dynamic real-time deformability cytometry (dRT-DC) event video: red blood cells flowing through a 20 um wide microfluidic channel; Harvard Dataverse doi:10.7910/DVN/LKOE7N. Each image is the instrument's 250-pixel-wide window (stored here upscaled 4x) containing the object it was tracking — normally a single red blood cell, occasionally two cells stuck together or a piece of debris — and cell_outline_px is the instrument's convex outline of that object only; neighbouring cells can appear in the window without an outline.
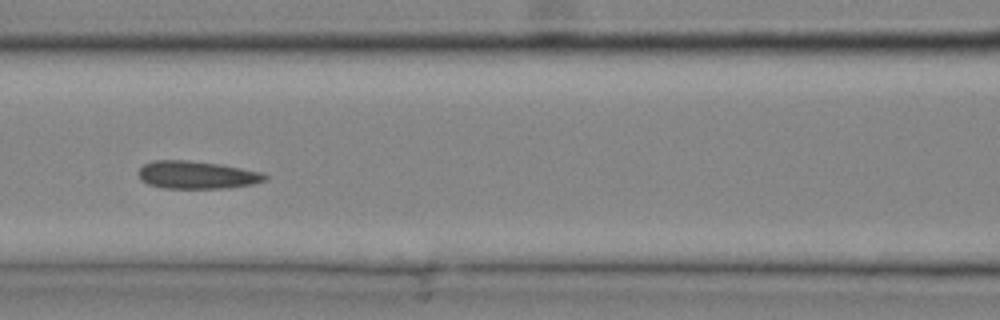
{"species": "common noctule bat (a hibernating species)", "species_latin": "Nyctalus noctula", "temperature_condition": "cold", "stored_images_in_passage": 33, "camera_frame_rate_fps": 3000, "um_per_image_px": 0.085, "animal": {"sex": "male", "body_mass_g": 20.4}, "frame": {"image": 1, "passage_image": 15, "time_ms": 4.667, "image_size_px": [1000, 320], "cell_outline_px": [[268, 180], [252, 184], [228, 188], [164, 188], [148, 184], [140, 180], [140, 168], [144, 164], [152, 160], [188, 160], [220, 164], [264, 172], [268, 176]], "centroid_in_image_um": [16.77, 14.86], "position_along_channel_um": 149.8, "area_um2": 20.58}}